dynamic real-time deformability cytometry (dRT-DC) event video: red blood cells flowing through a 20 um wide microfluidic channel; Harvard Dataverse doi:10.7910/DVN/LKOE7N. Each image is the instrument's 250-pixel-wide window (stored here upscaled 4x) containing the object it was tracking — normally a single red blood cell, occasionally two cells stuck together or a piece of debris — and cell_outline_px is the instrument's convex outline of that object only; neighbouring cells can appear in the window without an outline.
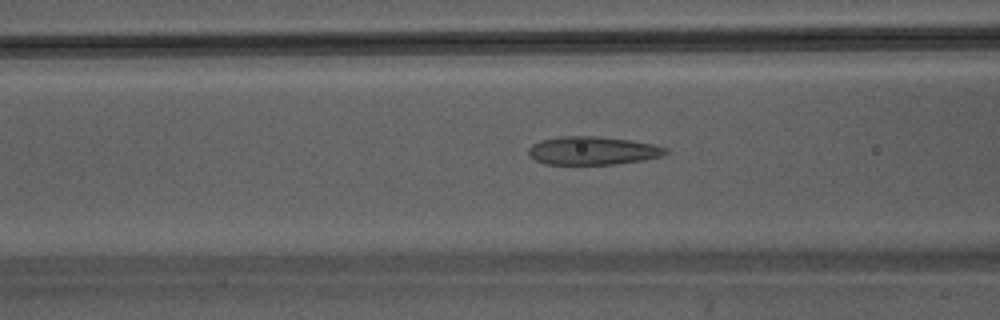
{"species": "Egyptian fruit bat (a non-hibernating species)", "species_latin": "Rousettus aegyptiacus", "temperature_condition": "warm", "stored_images_in_passage": 35, "camera_frame_rate_fps": 3000, "um_per_image_px": 0.085, "animal": {"sex": "male"}, "frame": {"image": 1, "passage_image": 14, "time_ms": 4.333, "image_size_px": [1000, 320], "cell_outline_px": [[668, 152], [664, 156], [644, 160], [616, 164], [544, 164], [536, 160], [528, 152], [528, 148], [532, 144], [540, 140], [560, 136], [600, 136], [632, 140], [652, 144], [668, 148]], "centroid_in_image_um": [50.41, 12.8], "position_along_channel_um": 116.2, "area_um2": 22.77}}
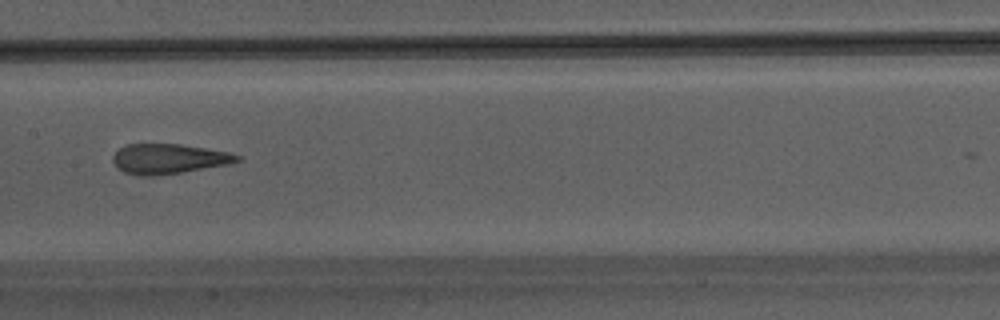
{"frame": {"image": 2, "passage_image": 19, "time_ms": 6.0, "image_size_px": [1000, 320], "cell_outline_px": [[240, 160], [228, 164], [180, 172], [152, 176], [148, 176], [124, 172], [112, 160], [112, 156], [120, 148], [128, 144], [180, 144], [228, 152], [240, 156]], "centroid_in_image_um": [14.33, 13.49], "position_along_channel_um": 193.1, "area_um2": 21.15}}
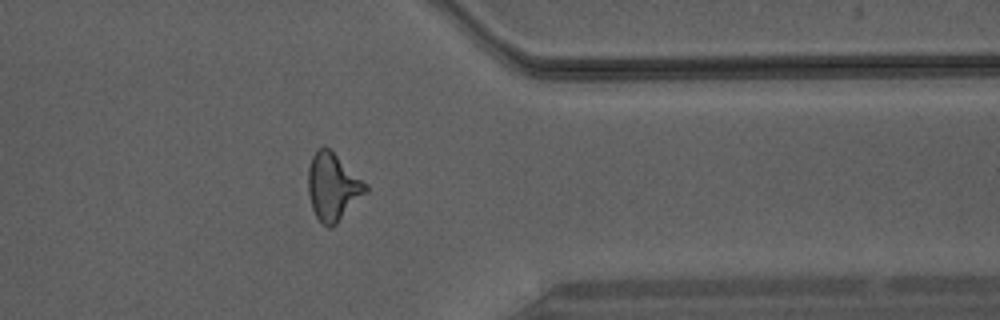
{"frame": {"image": 3, "passage_image": 32, "time_ms": 10.333, "image_size_px": [1000, 320], "cell_outline_px": [[368, 192], [332, 228], [328, 228], [320, 224], [312, 208], [308, 192], [308, 168], [312, 156], [316, 148], [324, 144], [368, 184]], "centroid_in_image_um": [28.29, 15.89], "position_along_channel_um": 383.1, "area_um2": 22.89}}